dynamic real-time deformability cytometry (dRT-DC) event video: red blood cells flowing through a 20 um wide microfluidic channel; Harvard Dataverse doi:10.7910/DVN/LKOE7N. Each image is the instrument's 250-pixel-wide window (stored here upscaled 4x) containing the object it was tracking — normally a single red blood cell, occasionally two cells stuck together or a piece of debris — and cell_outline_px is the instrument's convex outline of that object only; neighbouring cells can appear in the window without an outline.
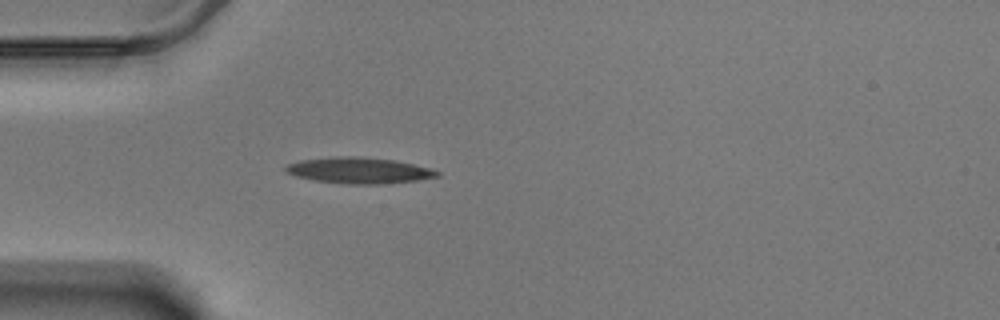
{"species": "Egyptian fruit bat (a non-hibernating species)", "species_latin": "Rousettus aegyptiacus", "temperature_condition": "warm", "stored_images_in_passage": 42, "camera_frame_rate_fps": 3000, "um_per_image_px": 0.085, "animal": {"sex": "male"}, "frame": {"image": 1, "passage_image": 1, "time_ms": 0.0, "image_size_px": [1000, 320], "cell_outline_px": [[440, 176], [416, 180], [380, 184], [348, 184], [312, 180], [296, 176], [288, 172], [284, 168], [288, 164], [300, 160], [340, 156], [352, 156], [396, 160], [428, 168], [440, 172]], "centroid_in_image_um": [30.5, 14.49], "position_along_channel_um": 54.5, "area_um2": 22.72}}
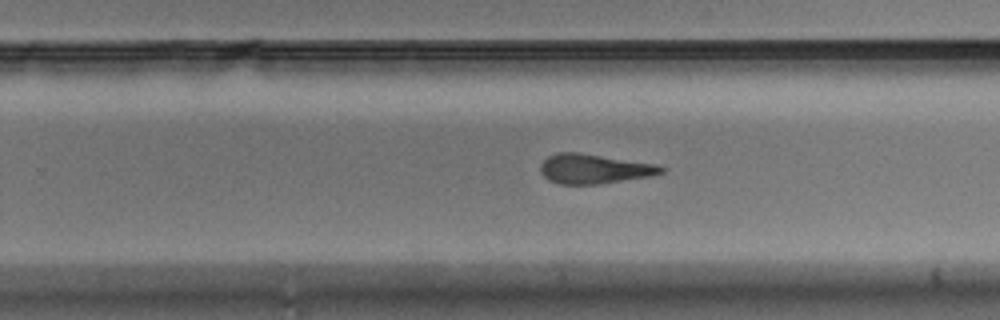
{"frame": {"image": 2, "passage_image": 21, "time_ms": 6.667, "image_size_px": [1000, 320], "cell_outline_px": [[664, 172], [652, 176], [600, 184], [560, 184], [548, 180], [540, 172], [540, 164], [548, 156], [556, 152], [580, 152], [656, 164], [664, 168]], "centroid_in_image_um": [50.48, 14.35], "position_along_channel_um": 279.3, "area_um2": 20.98}}
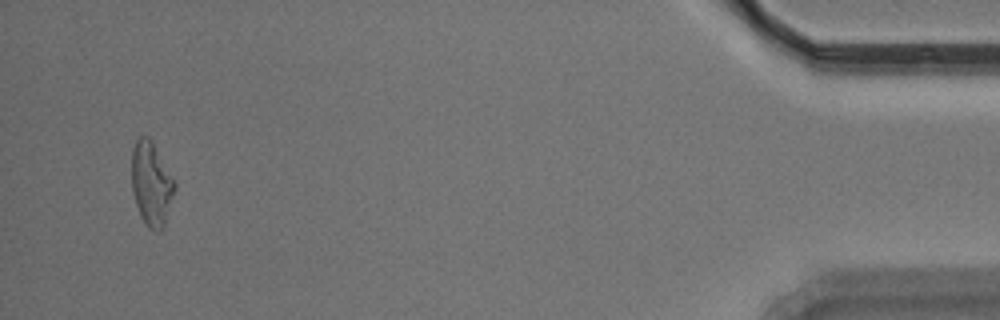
{"frame": {"image": 3, "passage_image": 40, "time_ms": 13.0, "image_size_px": [1000, 320], "cell_outline_px": [[176, 188], [164, 224], [160, 232], [156, 232], [148, 228], [144, 224], [140, 216], [132, 192], [132, 148], [136, 140], [140, 136], [148, 136], [152, 140], [176, 180]], "centroid_in_image_um": [12.88, 15.61], "position_along_channel_um": 422.3, "area_um2": 21.39}, "authors_computed_cell_mechanics": {"area_um2": 21.0681, "velocity_mm_per_s": 3.4798, "shape_relaxation_time_tau1_ms": 7.5857, "shape_relaxation_time_tau2_ms": 2.0932, "deformation_change_tau1": 0.2381, "deformation_change_tau2": 0.1248}}